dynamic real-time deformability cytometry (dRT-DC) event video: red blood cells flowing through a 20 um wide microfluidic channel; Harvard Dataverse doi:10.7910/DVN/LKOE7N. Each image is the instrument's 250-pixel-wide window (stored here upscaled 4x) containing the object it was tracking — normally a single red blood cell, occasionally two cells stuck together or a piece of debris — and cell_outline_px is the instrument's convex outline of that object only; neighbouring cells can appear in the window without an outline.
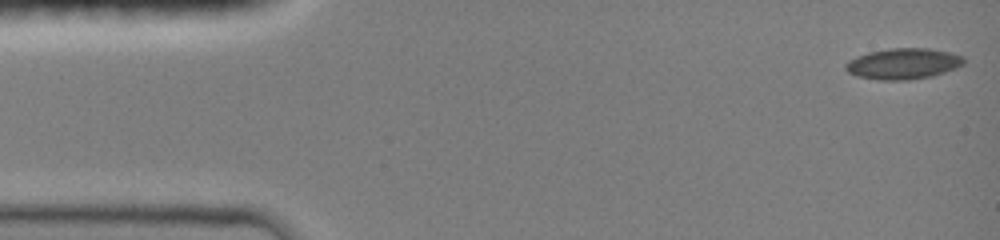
{"species": "common noctule bat (a hibernating species)", "species_latin": "Nyctalus noctula", "temperature_condition": "room temperature", "stored_images_in_passage": 47, "camera_frame_rate_fps": 3000, "um_per_image_px": 0.085, "animal": {"sex": "female", "body_mass_g": 19.0, "forearm_length_mm": 51.5}, "frame": {"image": 1, "passage_image": 1, "time_ms": 0.0, "image_size_px": [1000, 240], "cell_outline_px": [[964, 64], [956, 68], [932, 76], [908, 80], [880, 80], [856, 76], [848, 72], [844, 68], [844, 64], [848, 60], [856, 56], [868, 52], [892, 48], [928, 48], [948, 52], [964, 56]], "centroid_in_image_um": [76.75, 5.41], "position_along_channel_um": 8.3, "area_um2": 21.39}}
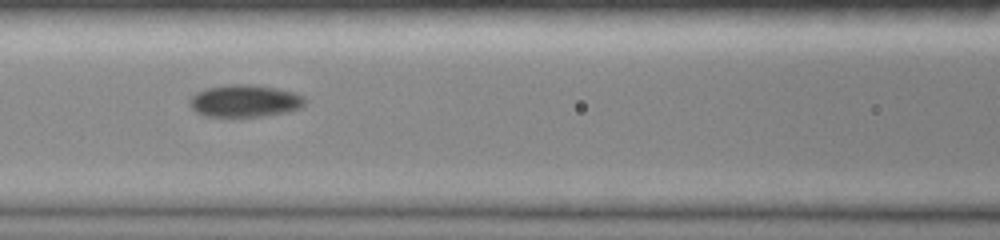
{"frame": {"image": 2, "passage_image": 20, "time_ms": 6.333, "image_size_px": [1000, 240], "cell_outline_px": [[304, 104], [300, 108], [288, 112], [264, 116], [232, 120], [204, 116], [196, 112], [188, 104], [188, 100], [196, 92], [208, 88], [228, 84], [248, 84], [276, 88], [296, 92], [304, 96]], "centroid_in_image_um": [20.76, 8.63], "position_along_channel_um": 145.8, "area_um2": 22.6}}
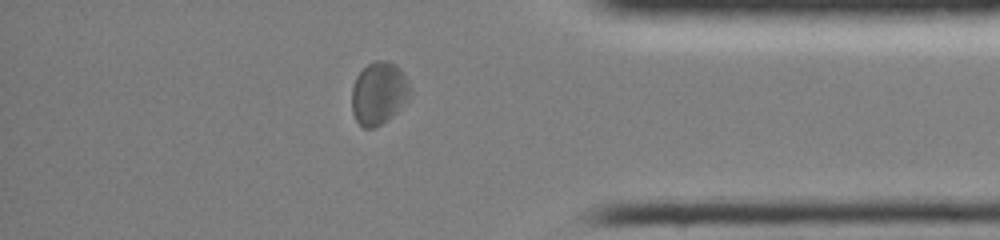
{"frame": {"image": 3, "passage_image": 40, "time_ms": 13.0, "image_size_px": [1000, 240], "cell_outline_px": [[412, 92], [404, 104], [388, 120], [372, 128], [364, 128], [356, 120], [352, 112], [352, 88], [356, 76], [368, 64], [376, 60], [388, 60], [396, 64], [400, 68], [408, 80], [412, 88]], "centroid_in_image_um": [32.22, 7.9], "position_along_channel_um": 403.0, "area_um2": 21.44}, "authors_computed_cell_mechanics": {"area_um2": 21.1548, "velocity_mm_per_s": 4.0058, "shape_relaxation_time_tau1_ms": 5.1089, "shape_relaxation_time_tau2_ms": 6.5253, "deformation_change_tau1": 0.1043, "deformation_change_tau2": 0.0938}}